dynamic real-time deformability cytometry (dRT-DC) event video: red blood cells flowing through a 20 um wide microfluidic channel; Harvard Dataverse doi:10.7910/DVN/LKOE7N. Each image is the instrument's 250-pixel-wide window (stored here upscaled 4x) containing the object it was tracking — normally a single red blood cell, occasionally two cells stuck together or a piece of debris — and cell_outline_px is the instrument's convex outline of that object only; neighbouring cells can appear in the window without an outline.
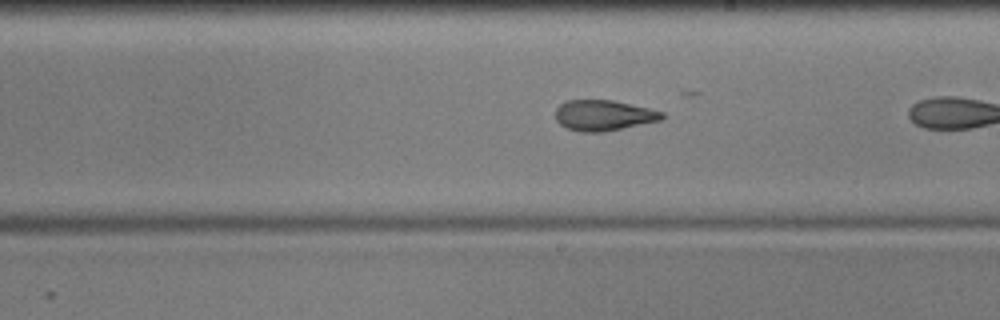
{"species": "common noctule bat (a hibernating species)", "species_latin": "Nyctalus noctula", "temperature_condition": "cold", "stored_images_in_passage": 27, "camera_frame_rate_fps": 3000, "um_per_image_px": 0.085, "animal": {"sex": "male", "body_mass_g": 17.9, "forearm_length_mm": 54.2}, "frame": {"image": 1, "passage_image": 16, "time_ms": 5.0, "image_size_px": [1000, 320], "cell_outline_px": [[664, 116], [660, 120], [604, 132], [580, 132], [568, 128], [560, 124], [556, 120], [556, 108], [564, 100], [612, 100], [648, 108], [664, 112]], "centroid_in_image_um": [51.27, 9.8], "position_along_channel_um": 237.7, "area_um2": 18.9}}